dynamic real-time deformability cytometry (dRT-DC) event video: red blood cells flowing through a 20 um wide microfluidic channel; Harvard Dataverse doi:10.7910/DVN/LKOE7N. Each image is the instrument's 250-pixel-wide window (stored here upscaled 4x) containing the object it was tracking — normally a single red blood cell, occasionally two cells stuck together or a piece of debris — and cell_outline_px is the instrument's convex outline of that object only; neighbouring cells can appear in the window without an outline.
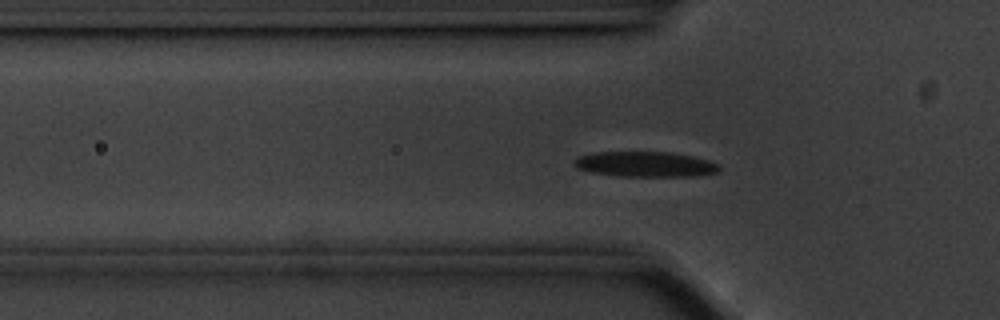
{"species": "common noctule bat (a hibernating species)", "species_latin": "Nyctalus noctula", "temperature_condition": "cold", "stored_images_in_passage": 57, "camera_frame_rate_fps": 3000, "um_per_image_px": 0.085, "animal": {"sex": "male", "body_mass_g": 20.1, "forearm_length_mm": 53.5}, "frame": {"image": 1, "passage_image": 17, "time_ms": 5.333, "image_size_px": [1000, 320], "cell_outline_px": [[720, 172], [696, 176], [620, 176], [592, 172], [576, 168], [572, 164], [576, 156], [592, 152], [672, 152], [692, 156], [708, 160], [720, 164]], "centroid_in_image_um": [54.84, 13.95], "position_along_channel_um": 71.0, "area_um2": 21.62}}
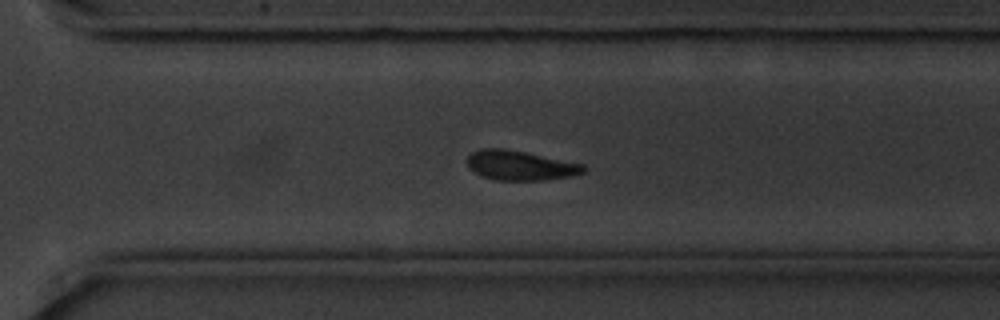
{"frame": {"image": 2, "passage_image": 39, "time_ms": 12.667, "image_size_px": [1000, 320], "cell_outline_px": [[588, 168], [584, 172], [572, 176], [544, 180], [496, 180], [480, 176], [468, 168], [468, 156], [472, 152], [480, 148], [500, 148], [524, 152], [584, 164]], "centroid_in_image_um": [44.21, 14.07], "position_along_channel_um": 326.4, "area_um2": 20.11}}
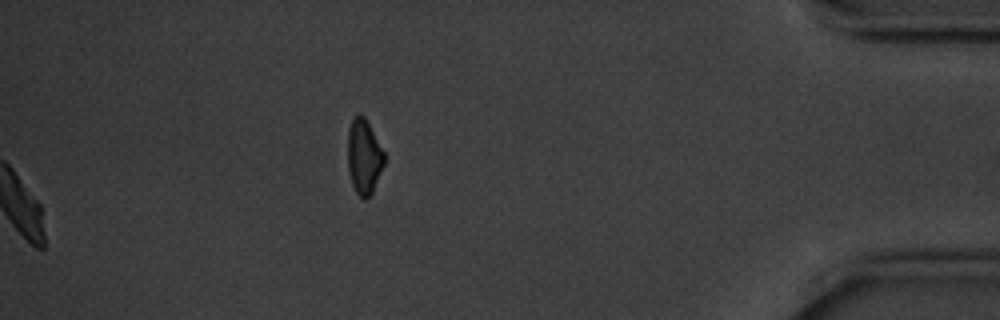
{"frame": {"image": 3, "passage_image": 57, "time_ms": 18.667, "image_size_px": [1000, 320], "cell_outline_px": [[384, 164], [372, 192], [368, 200], [364, 200], [356, 192], [352, 184], [348, 168], [348, 128], [352, 116], [356, 112], [360, 112], [364, 116], [384, 152]], "centroid_in_image_um": [30.91, 13.28], "position_along_channel_um": 404.3, "area_um2": 16.01}, "authors_computed_cell_mechanics": {"area_um2": 20.9814, "velocity_mm_per_s": 3.4821, "shape_relaxation_time_tau1_ms": 2.8028, "shape_relaxation_time_tau2_ms": null, "deformation_change_tau1": 0.1109, "deformation_change_tau2": null}}